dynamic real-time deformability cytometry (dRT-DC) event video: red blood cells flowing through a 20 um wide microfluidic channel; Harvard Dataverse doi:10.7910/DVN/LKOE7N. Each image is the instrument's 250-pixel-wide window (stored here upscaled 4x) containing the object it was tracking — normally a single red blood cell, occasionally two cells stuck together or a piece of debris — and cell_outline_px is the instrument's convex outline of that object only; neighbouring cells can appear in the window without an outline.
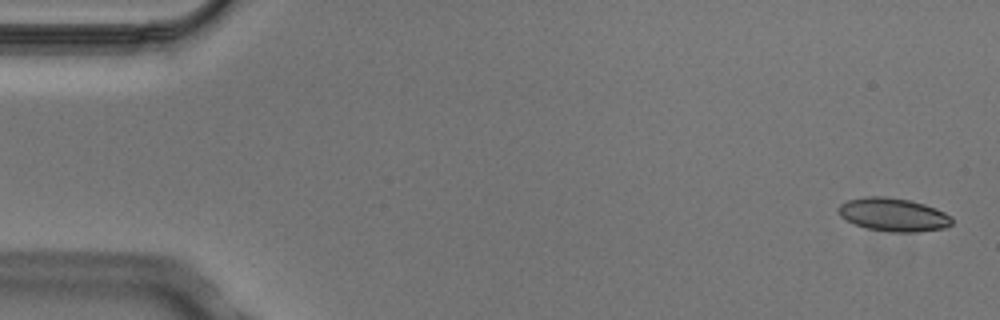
{"species": "Egyptian fruit bat (a non-hibernating species)", "species_latin": "Rousettus aegyptiacus", "temperature_condition": "cold", "stored_images_in_passage": 5, "camera_frame_rate_fps": 3000, "um_per_image_px": 0.085, "animal": {"sex": "male"}, "frame": {"image": 1, "passage_image": 1, "time_ms": 0.0, "image_size_px": [1000, 320], "cell_outline_px": [[952, 224], [944, 228], [916, 232], [892, 232], [868, 228], [856, 224], [840, 216], [836, 212], [836, 208], [840, 204], [848, 200], [864, 196], [884, 196], [908, 200], [924, 204], [936, 208], [952, 216]], "centroid_in_image_um": [75.92, 18.24], "position_along_channel_um": 9.1, "area_um2": 22.02}}